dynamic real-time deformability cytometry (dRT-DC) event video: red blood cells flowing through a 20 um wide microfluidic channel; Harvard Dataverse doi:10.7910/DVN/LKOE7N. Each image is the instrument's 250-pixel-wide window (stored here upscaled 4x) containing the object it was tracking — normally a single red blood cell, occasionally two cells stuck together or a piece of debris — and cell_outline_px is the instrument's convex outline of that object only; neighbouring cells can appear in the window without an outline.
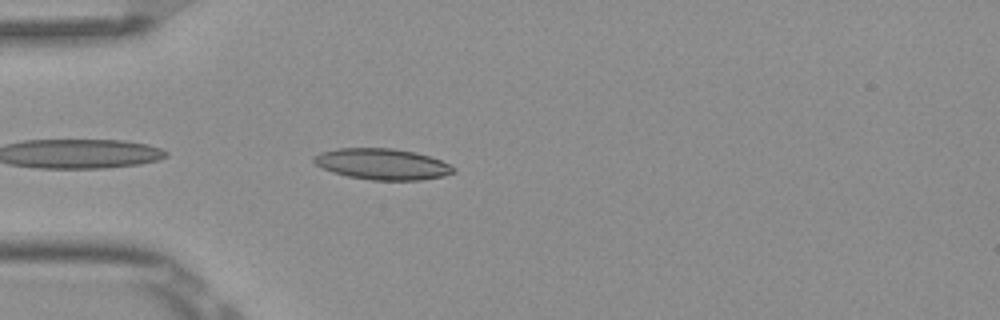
{"species": "Egyptian fruit bat (a non-hibernating species)", "species_latin": "Rousettus aegyptiacus", "temperature_condition": "room temperature", "stored_images_in_passage": 4, "camera_frame_rate_fps": 3000, "um_per_image_px": 0.085, "frame": {"image": 1, "passage_image": 4, "time_ms": 1.0, "image_size_px": [1000, 320], "cell_outline_px": [[456, 172], [444, 176], [420, 180], [372, 180], [348, 176], [332, 172], [316, 164], [312, 160], [312, 156], [320, 152], [340, 148], [392, 148], [416, 152], [440, 160], [456, 168]], "centroid_in_image_um": [32.5, 13.94], "position_along_channel_um": 52.5, "area_um2": 25.26}}